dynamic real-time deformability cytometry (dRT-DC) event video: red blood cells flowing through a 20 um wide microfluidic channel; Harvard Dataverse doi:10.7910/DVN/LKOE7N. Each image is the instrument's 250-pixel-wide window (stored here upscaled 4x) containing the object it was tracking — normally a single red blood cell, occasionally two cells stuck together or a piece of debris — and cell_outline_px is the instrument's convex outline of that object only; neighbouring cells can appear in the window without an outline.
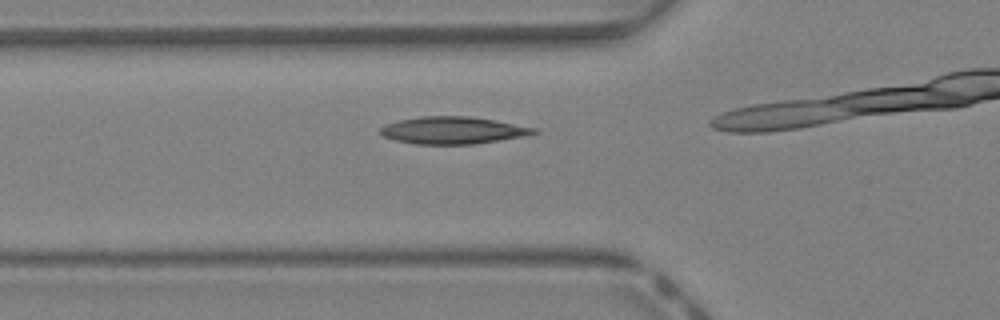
{"species": "Egyptian fruit bat (a non-hibernating species)", "species_latin": "Rousettus aegyptiacus", "temperature_condition": "warm", "stored_images_in_passage": 11, "camera_frame_rate_fps": 3000, "um_per_image_px": 0.085, "animal": {"sex": "female"}, "frame": {"image": 1, "passage_image": 8, "time_ms": 2.333, "image_size_px": [1000, 320], "cell_outline_px": [[540, 132], [524, 136], [476, 144], [416, 144], [396, 140], [380, 136], [380, 128], [384, 124], [400, 120], [420, 116], [468, 116], [496, 120], [536, 128]], "centroid_in_image_um": [38.48, 11.07], "position_along_channel_um": 87.3, "area_um2": 24.45}}
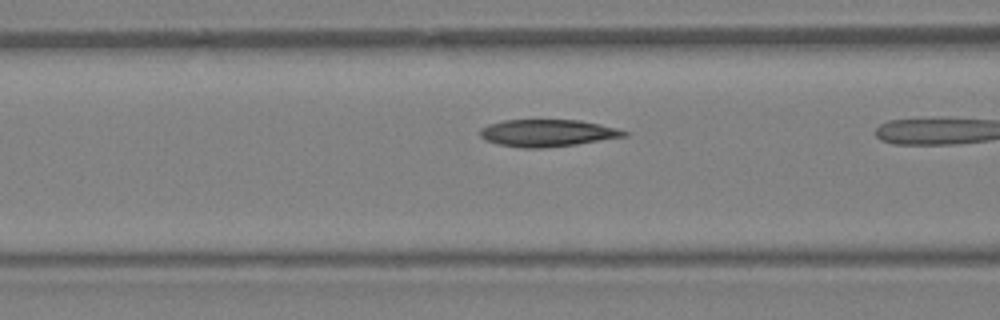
{"frame": {"image": 2, "passage_image": 10, "time_ms": 3.0, "image_size_px": [1000, 320], "cell_outline_px": [[628, 136], [576, 144], [540, 148], [520, 148], [500, 144], [484, 140], [480, 136], [480, 128], [488, 124], [504, 120], [580, 120], [600, 124], [616, 128], [628, 132]], "centroid_in_image_um": [46.51, 11.3], "position_along_channel_um": 120.1, "area_um2": 22.72}}